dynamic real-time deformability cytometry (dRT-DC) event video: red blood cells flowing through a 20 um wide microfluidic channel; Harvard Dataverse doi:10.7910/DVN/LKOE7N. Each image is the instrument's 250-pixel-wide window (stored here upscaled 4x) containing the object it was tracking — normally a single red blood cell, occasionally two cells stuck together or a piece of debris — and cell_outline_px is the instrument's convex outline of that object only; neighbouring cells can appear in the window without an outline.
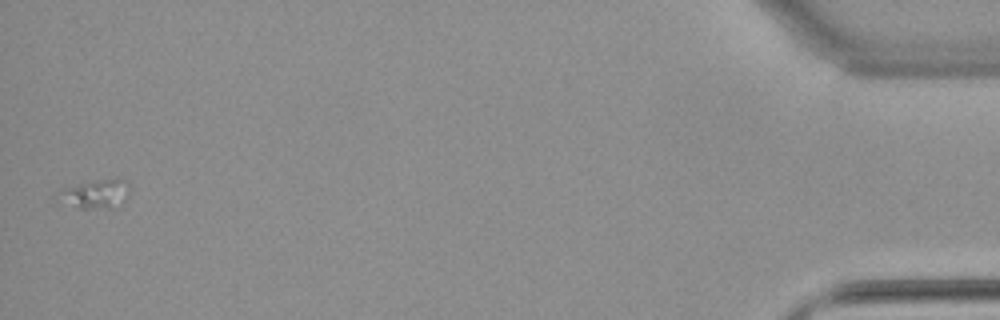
{"species": "common noctule bat (a hibernating species)", "species_latin": "Nyctalus noctula", "temperature_condition": "warm", "stored_images_in_passage": 55, "camera_frame_rate_fps": 3000, "um_per_image_px": 0.085, "animal": {"sex": "female", "body_mass_g": 22.7, "forearm_length_mm": 54.2}, "frame": {"image": 1, "passage_image": 55, "time_ms": 18.0, "image_size_px": [1000, 320], "cell_outline_px": [[132, 188], [128, 192], [108, 204], [84, 208], [76, 208], [56, 204], [52, 196], [52, 192], [60, 188], [100, 180], [128, 180]], "centroid_in_image_um": [7.76, 16.45], "position_along_channel_um": 427.4, "area_um2": 11.5}}